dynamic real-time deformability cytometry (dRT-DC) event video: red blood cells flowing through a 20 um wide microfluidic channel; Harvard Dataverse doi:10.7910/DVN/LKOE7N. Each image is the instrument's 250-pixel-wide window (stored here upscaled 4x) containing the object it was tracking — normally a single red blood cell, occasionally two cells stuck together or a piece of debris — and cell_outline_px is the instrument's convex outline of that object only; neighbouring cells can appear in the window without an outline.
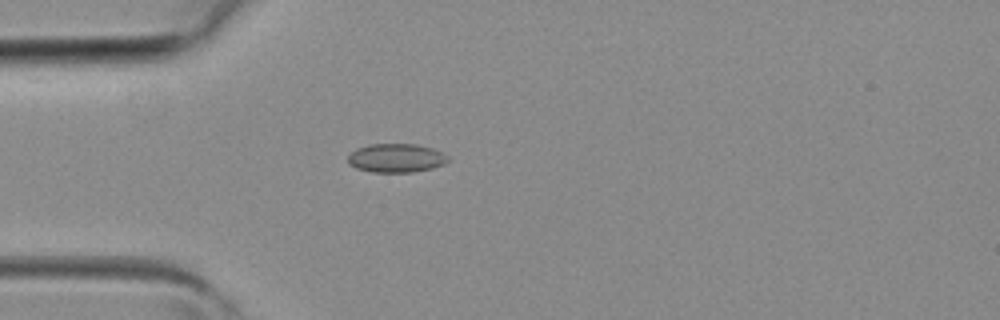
{"species": "common noctule bat (a hibernating species)", "species_latin": "Nyctalus noctula", "temperature_condition": "room temperature", "stored_images_in_passage": 1, "camera_frame_rate_fps": 3000, "um_per_image_px": 0.085, "animal": {"sex": "female", "body_mass_g": 19.3, "forearm_length_mm": 54.1}, "frame": {"image": 1, "passage_image": 1, "time_ms": 0.0, "image_size_px": [1000, 320], "cell_outline_px": [[448, 160], [444, 164], [432, 168], [412, 172], [372, 172], [356, 168], [348, 164], [348, 156], [356, 148], [368, 144], [416, 144], [432, 148], [448, 156]], "centroid_in_image_um": [33.64, 13.43], "position_along_channel_um": 51.4, "area_um2": 16.76}}